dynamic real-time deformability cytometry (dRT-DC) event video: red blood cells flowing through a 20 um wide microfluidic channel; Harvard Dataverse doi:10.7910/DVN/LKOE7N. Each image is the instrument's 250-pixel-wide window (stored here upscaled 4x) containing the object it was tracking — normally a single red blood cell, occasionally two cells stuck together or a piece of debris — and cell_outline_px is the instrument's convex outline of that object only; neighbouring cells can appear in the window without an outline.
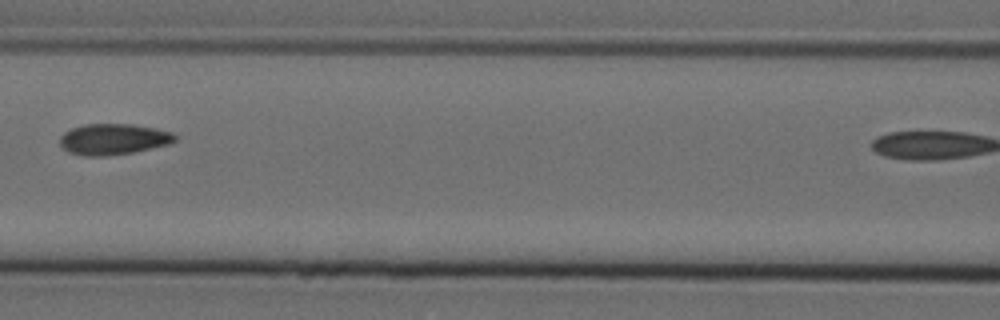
{"species": "Egyptian fruit bat (a non-hibernating species)", "species_latin": "Rousettus aegyptiacus", "temperature_condition": "cold", "stored_images_in_passage": 7, "segment_of_instrument_passage": [1, 2], "camera_frame_rate_fps": 3000, "um_per_image_px": 0.085, "animal": {"sex": "female"}, "frame": {"image": 1, "passage_image": 6, "time_ms": 1.667, "image_size_px": [1000, 320], "cell_outline_px": [[176, 140], [168, 144], [132, 152], [108, 156], [84, 156], [68, 152], [60, 144], [60, 136], [64, 132], [72, 128], [84, 124], [132, 124], [156, 128], [172, 132], [176, 136]], "centroid_in_image_um": [9.62, 11.83], "position_along_channel_um": 157.0, "area_um2": 20.75}}